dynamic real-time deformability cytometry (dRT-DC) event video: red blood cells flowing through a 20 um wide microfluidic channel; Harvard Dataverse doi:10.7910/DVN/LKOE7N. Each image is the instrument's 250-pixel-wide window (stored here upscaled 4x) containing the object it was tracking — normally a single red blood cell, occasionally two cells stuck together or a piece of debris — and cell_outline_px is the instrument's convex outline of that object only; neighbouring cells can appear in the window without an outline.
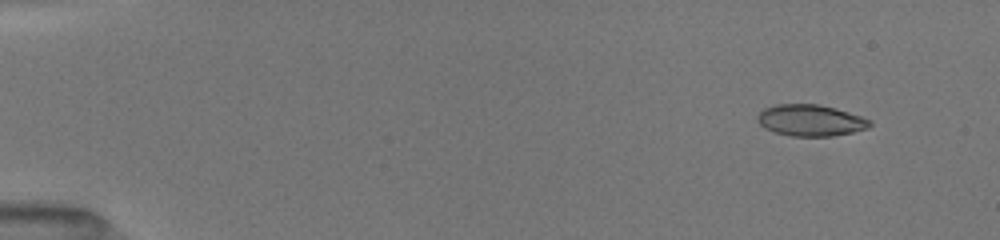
{"species": "common noctule bat (a hibernating species)", "species_latin": "Nyctalus noctula", "temperature_condition": "room temperature", "stored_images_in_passage": 36, "segment_of_instrument_passage": [1, 2], "camera_frame_rate_fps": 3000, "um_per_image_px": 0.085, "animal": {"sex": "female", "body_mass_g": 19.5, "forearm_length_mm": 54.1}, "frame": {"image": 1, "passage_image": 2, "time_ms": 0.667, "image_size_px": [1000, 240], "cell_outline_px": [[872, 124], [868, 128], [852, 132], [832, 136], [792, 136], [776, 132], [764, 128], [756, 120], [756, 116], [764, 108], [776, 104], [820, 104], [836, 108], [872, 120]], "centroid_in_image_um": [68.89, 10.22], "position_along_channel_um": 16.1, "area_um2": 20.63}}
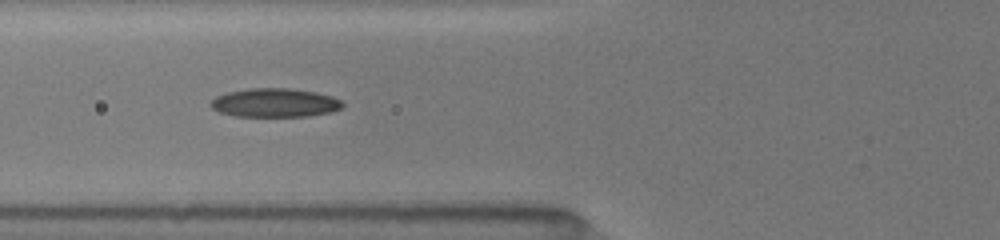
{"frame": {"image": 2, "passage_image": 11, "time_ms": 6.0, "image_size_px": [1000, 240], "cell_outline_px": [[344, 104], [340, 108], [332, 112], [308, 116], [236, 116], [220, 112], [212, 108], [208, 104], [216, 96], [228, 92], [248, 88], [292, 88], [316, 92], [332, 96], [340, 100]], "centroid_in_image_um": [23.36, 8.73], "position_along_channel_um": 102.4, "area_um2": 22.14}}
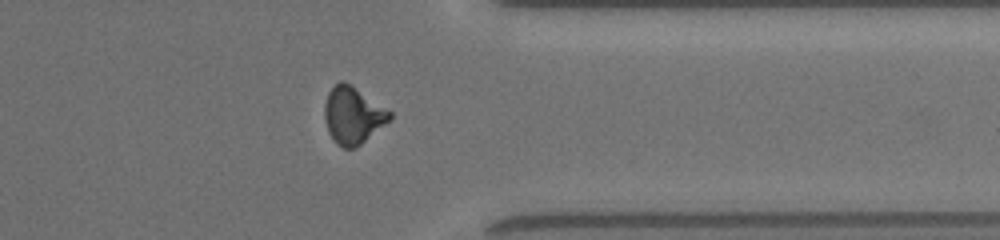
{"frame": {"image": 3, "passage_image": 26, "time_ms": 13.0, "image_size_px": [1000, 240], "cell_outline_px": [[392, 120], [356, 148], [344, 148], [336, 144], [328, 132], [324, 120], [324, 104], [328, 92], [340, 80], [344, 80], [392, 112]], "centroid_in_image_um": [30.0, 9.82], "position_along_channel_um": 381.4, "area_um2": 21.85}}